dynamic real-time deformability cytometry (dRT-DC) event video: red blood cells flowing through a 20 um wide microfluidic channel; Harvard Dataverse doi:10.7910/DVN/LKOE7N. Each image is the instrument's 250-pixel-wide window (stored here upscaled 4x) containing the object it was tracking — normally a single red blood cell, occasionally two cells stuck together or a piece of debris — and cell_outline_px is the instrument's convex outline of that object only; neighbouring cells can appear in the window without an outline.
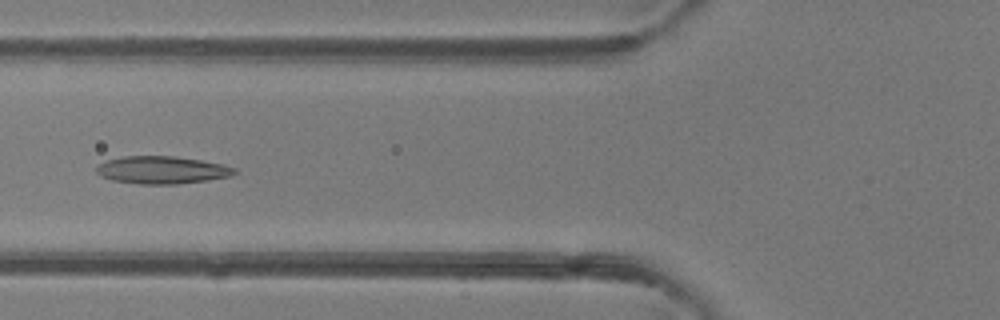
{"species": "common noctule bat (a hibernating species)", "species_latin": "Nyctalus noctula", "temperature_condition": "room temperature", "stored_images_in_passage": 5, "camera_frame_rate_fps": 3000, "um_per_image_px": 0.085, "animal": {"sex": "female"}, "frame": {"image": 1, "passage_image": 5, "time_ms": 4.667, "image_size_px": [1000, 320], "cell_outline_px": [[236, 172], [232, 176], [208, 180], [176, 184], [140, 184], [112, 180], [100, 176], [96, 172], [96, 168], [104, 160], [120, 156], [172, 156], [200, 160], [224, 164], [236, 168]], "centroid_in_image_um": [13.75, 14.44], "position_along_channel_um": 112.0, "area_um2": 22.31}}